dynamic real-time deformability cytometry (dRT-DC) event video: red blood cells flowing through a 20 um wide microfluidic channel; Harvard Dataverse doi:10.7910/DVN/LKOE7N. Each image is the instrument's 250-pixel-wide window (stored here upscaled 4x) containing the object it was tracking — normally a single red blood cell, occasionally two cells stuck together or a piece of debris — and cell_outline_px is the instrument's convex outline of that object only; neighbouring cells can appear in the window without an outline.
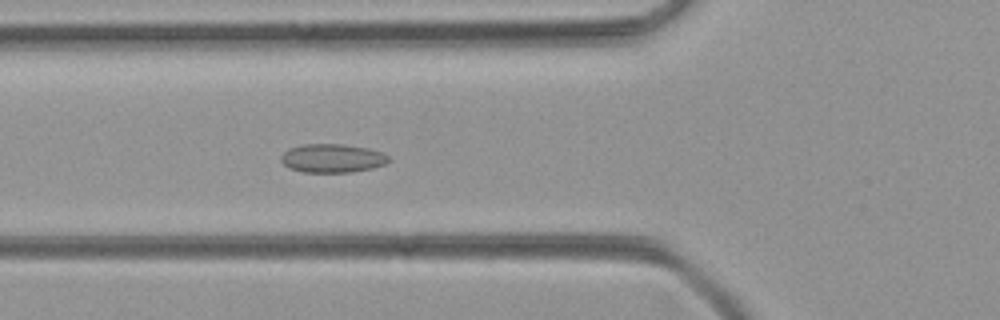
{"species": "common noctule bat (a hibernating species)", "species_latin": "Nyctalus noctula", "temperature_condition": "room temperature", "stored_images_in_passage": 39, "camera_frame_rate_fps": 3000, "um_per_image_px": 0.085, "animal": {"sex": "female", "body_mass_g": 21.9}, "frame": {"image": 1, "passage_image": 7, "time_ms": 2.0, "image_size_px": [1000, 320], "cell_outline_px": [[392, 160], [384, 164], [372, 168], [352, 172], [304, 172], [288, 168], [280, 160], [280, 156], [288, 148], [300, 144], [340, 144], [368, 148], [384, 152]], "centroid_in_image_um": [28.24, 13.44], "position_along_channel_um": 97.6, "area_um2": 18.15}}
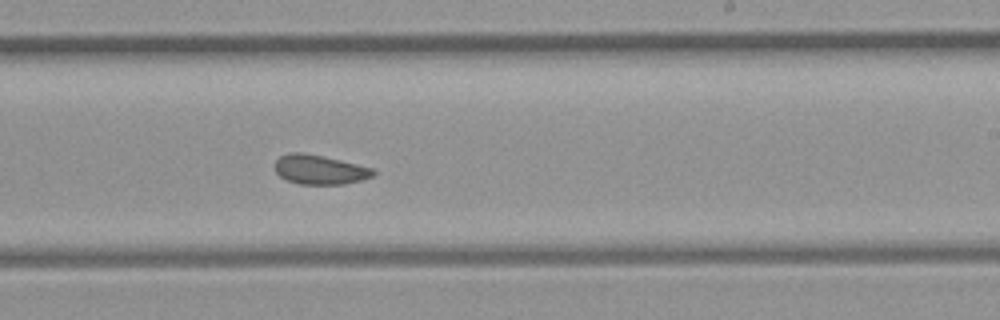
{"frame": {"image": 2, "passage_image": 19, "time_ms": 6.0, "image_size_px": [1000, 320], "cell_outline_px": [[376, 172], [372, 176], [360, 180], [344, 184], [300, 184], [288, 180], [280, 176], [276, 172], [276, 160], [280, 156], [292, 152], [304, 152], [324, 156], [372, 168]], "centroid_in_image_um": [27.16, 14.41], "position_along_channel_um": 261.8, "area_um2": 16.65}}
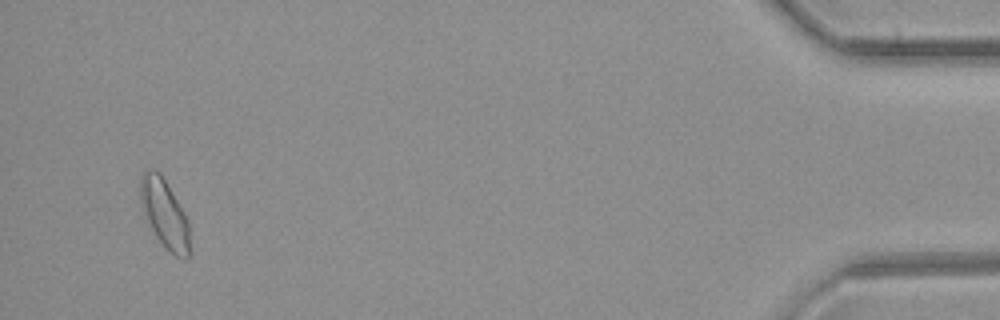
{"frame": {"image": 3, "passage_image": 37, "time_ms": 12.0, "image_size_px": [1000, 320], "cell_outline_px": [[188, 256], [176, 256], [168, 252], [156, 236], [144, 212], [140, 200], [140, 176], [148, 168], [160, 172], [184, 212], [188, 220]], "centroid_in_image_um": [13.96, 18.11], "position_along_channel_um": 421.2, "area_um2": 19.19}}